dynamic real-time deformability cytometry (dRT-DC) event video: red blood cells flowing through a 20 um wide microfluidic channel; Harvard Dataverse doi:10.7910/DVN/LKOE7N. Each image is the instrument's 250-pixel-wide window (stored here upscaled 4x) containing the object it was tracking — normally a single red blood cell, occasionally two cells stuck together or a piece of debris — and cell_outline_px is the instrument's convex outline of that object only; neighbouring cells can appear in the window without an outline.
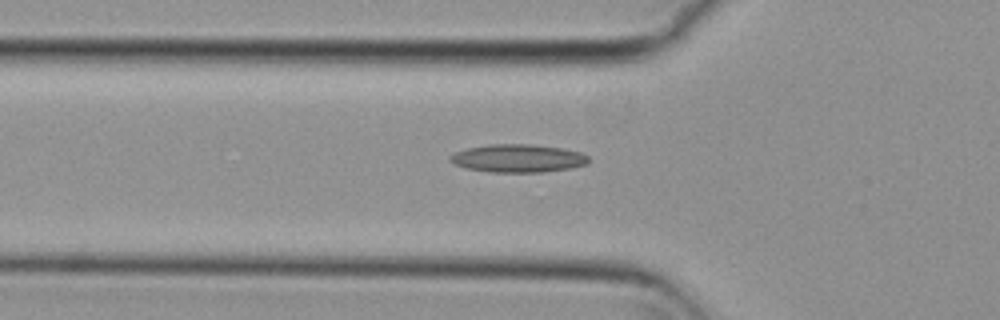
{"species": "common noctule bat (a hibernating species)", "species_latin": "Nyctalus noctula", "temperature_condition": "cold", "stored_images_in_passage": 33, "camera_frame_rate_fps": 3000, "um_per_image_px": 0.085, "animal": {"sex": "female", "body_mass_g": 29.2, "forearm_length_mm": 56.3}, "frame": {"image": 1, "passage_image": 2, "time_ms": 0.333, "image_size_px": [1000, 320], "cell_outline_px": [[588, 164], [568, 168], [544, 172], [492, 172], [468, 168], [456, 164], [448, 160], [448, 156], [456, 152], [468, 148], [488, 144], [532, 144], [560, 148], [580, 152], [588, 156]], "centroid_in_image_um": [44.02, 13.45], "position_along_channel_um": 81.8, "area_um2": 22.43}}
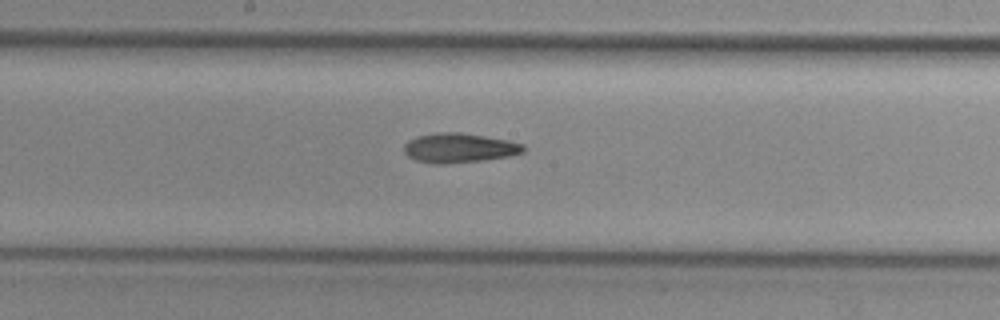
{"frame": {"image": 2, "passage_image": 12, "time_ms": 3.667, "image_size_px": [1000, 320], "cell_outline_px": [[524, 152], [508, 156], [480, 160], [444, 164], [432, 164], [416, 160], [408, 156], [404, 152], [404, 144], [408, 140], [416, 136], [436, 132], [460, 132], [508, 140], [524, 144]], "centroid_in_image_um": [38.99, 12.56], "position_along_channel_um": 209.2, "area_um2": 20.52}}
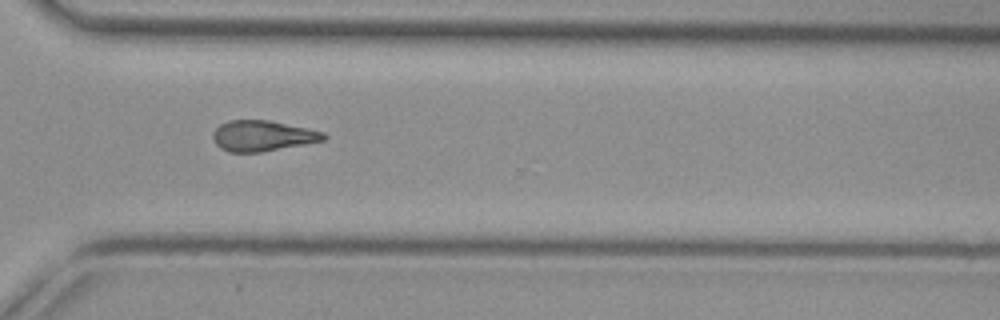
{"frame": {"image": 3, "passage_image": 23, "time_ms": 7.333, "image_size_px": [1000, 320], "cell_outline_px": [[328, 136], [324, 140], [304, 144], [260, 152], [228, 152], [220, 148], [216, 144], [212, 136], [212, 132], [220, 124], [228, 120], [268, 120], [324, 132]], "centroid_in_image_um": [22.28, 11.54], "position_along_channel_um": 348.3, "area_um2": 19.65}, "authors_computed_cell_mechanics": {"area_um2": 19.8254, "velocity_mm_per_s": 3.8034, "shape_relaxation_time_tau1_ms": null, "shape_relaxation_time_tau2_ms": 6.4958, "deformation_change_tau1": null, "deformation_change_tau2": 0.1789}}